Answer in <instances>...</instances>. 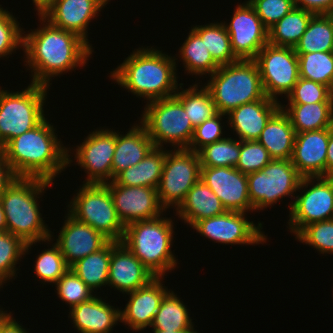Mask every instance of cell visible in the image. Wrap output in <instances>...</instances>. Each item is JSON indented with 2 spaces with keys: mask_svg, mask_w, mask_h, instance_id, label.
Here are the masks:
<instances>
[{
  "mask_svg": "<svg viewBox=\"0 0 333 333\" xmlns=\"http://www.w3.org/2000/svg\"><path fill=\"white\" fill-rule=\"evenodd\" d=\"M205 87L210 92L217 111L225 115L243 104L268 98L254 60L239 59L234 63L221 65L210 75Z\"/></svg>",
  "mask_w": 333,
  "mask_h": 333,
  "instance_id": "6",
  "label": "cell"
},
{
  "mask_svg": "<svg viewBox=\"0 0 333 333\" xmlns=\"http://www.w3.org/2000/svg\"><path fill=\"white\" fill-rule=\"evenodd\" d=\"M133 126L125 135L116 132L112 181L120 172L142 161L155 147L142 124H136V126L134 124Z\"/></svg>",
  "mask_w": 333,
  "mask_h": 333,
  "instance_id": "26",
  "label": "cell"
},
{
  "mask_svg": "<svg viewBox=\"0 0 333 333\" xmlns=\"http://www.w3.org/2000/svg\"><path fill=\"white\" fill-rule=\"evenodd\" d=\"M78 190L77 196L68 204V213L110 241L121 242L125 226L117 214L108 187L105 184H83Z\"/></svg>",
  "mask_w": 333,
  "mask_h": 333,
  "instance_id": "9",
  "label": "cell"
},
{
  "mask_svg": "<svg viewBox=\"0 0 333 333\" xmlns=\"http://www.w3.org/2000/svg\"><path fill=\"white\" fill-rule=\"evenodd\" d=\"M200 177L198 153L189 149L168 150L157 187L160 205L165 210L170 206L177 209Z\"/></svg>",
  "mask_w": 333,
  "mask_h": 333,
  "instance_id": "11",
  "label": "cell"
},
{
  "mask_svg": "<svg viewBox=\"0 0 333 333\" xmlns=\"http://www.w3.org/2000/svg\"><path fill=\"white\" fill-rule=\"evenodd\" d=\"M280 101L262 98L233 109L227 122L240 141L257 140L269 119L281 108Z\"/></svg>",
  "mask_w": 333,
  "mask_h": 333,
  "instance_id": "24",
  "label": "cell"
},
{
  "mask_svg": "<svg viewBox=\"0 0 333 333\" xmlns=\"http://www.w3.org/2000/svg\"><path fill=\"white\" fill-rule=\"evenodd\" d=\"M179 85V89L183 90L178 89L174 96L182 103L194 128L218 113L211 94L205 86L199 90L197 84L188 89L182 88L183 83Z\"/></svg>",
  "mask_w": 333,
  "mask_h": 333,
  "instance_id": "36",
  "label": "cell"
},
{
  "mask_svg": "<svg viewBox=\"0 0 333 333\" xmlns=\"http://www.w3.org/2000/svg\"><path fill=\"white\" fill-rule=\"evenodd\" d=\"M35 243L37 242L26 244L21 238L7 231L0 232V283L4 284L15 276L17 262Z\"/></svg>",
  "mask_w": 333,
  "mask_h": 333,
  "instance_id": "40",
  "label": "cell"
},
{
  "mask_svg": "<svg viewBox=\"0 0 333 333\" xmlns=\"http://www.w3.org/2000/svg\"><path fill=\"white\" fill-rule=\"evenodd\" d=\"M13 314L11 312L7 313V311L0 310V331L3 325L12 317Z\"/></svg>",
  "mask_w": 333,
  "mask_h": 333,
  "instance_id": "54",
  "label": "cell"
},
{
  "mask_svg": "<svg viewBox=\"0 0 333 333\" xmlns=\"http://www.w3.org/2000/svg\"><path fill=\"white\" fill-rule=\"evenodd\" d=\"M54 285H56L58 297L68 303L70 308L95 296L93 291L71 269Z\"/></svg>",
  "mask_w": 333,
  "mask_h": 333,
  "instance_id": "44",
  "label": "cell"
},
{
  "mask_svg": "<svg viewBox=\"0 0 333 333\" xmlns=\"http://www.w3.org/2000/svg\"><path fill=\"white\" fill-rule=\"evenodd\" d=\"M287 98L288 104L333 103V92L323 84L299 77Z\"/></svg>",
  "mask_w": 333,
  "mask_h": 333,
  "instance_id": "43",
  "label": "cell"
},
{
  "mask_svg": "<svg viewBox=\"0 0 333 333\" xmlns=\"http://www.w3.org/2000/svg\"><path fill=\"white\" fill-rule=\"evenodd\" d=\"M7 231V225L5 221V214L3 211V207L0 203V232H5Z\"/></svg>",
  "mask_w": 333,
  "mask_h": 333,
  "instance_id": "55",
  "label": "cell"
},
{
  "mask_svg": "<svg viewBox=\"0 0 333 333\" xmlns=\"http://www.w3.org/2000/svg\"><path fill=\"white\" fill-rule=\"evenodd\" d=\"M48 88L35 83L20 92L0 88V149L11 139L34 129L46 118L43 105Z\"/></svg>",
  "mask_w": 333,
  "mask_h": 333,
  "instance_id": "7",
  "label": "cell"
},
{
  "mask_svg": "<svg viewBox=\"0 0 333 333\" xmlns=\"http://www.w3.org/2000/svg\"><path fill=\"white\" fill-rule=\"evenodd\" d=\"M224 116L225 114H221L218 112L213 117L205 120L203 123L198 125L194 129V134L188 149L197 153L204 146L225 138L222 137L223 126L221 125V119Z\"/></svg>",
  "mask_w": 333,
  "mask_h": 333,
  "instance_id": "48",
  "label": "cell"
},
{
  "mask_svg": "<svg viewBox=\"0 0 333 333\" xmlns=\"http://www.w3.org/2000/svg\"><path fill=\"white\" fill-rule=\"evenodd\" d=\"M175 60L153 47H139L110 75L115 83L148 102L168 98L179 89Z\"/></svg>",
  "mask_w": 333,
  "mask_h": 333,
  "instance_id": "3",
  "label": "cell"
},
{
  "mask_svg": "<svg viewBox=\"0 0 333 333\" xmlns=\"http://www.w3.org/2000/svg\"><path fill=\"white\" fill-rule=\"evenodd\" d=\"M15 178L16 175L12 171L9 163L5 160L0 149V196Z\"/></svg>",
  "mask_w": 333,
  "mask_h": 333,
  "instance_id": "50",
  "label": "cell"
},
{
  "mask_svg": "<svg viewBox=\"0 0 333 333\" xmlns=\"http://www.w3.org/2000/svg\"><path fill=\"white\" fill-rule=\"evenodd\" d=\"M326 177H333V130L330 132L328 141Z\"/></svg>",
  "mask_w": 333,
  "mask_h": 333,
  "instance_id": "51",
  "label": "cell"
},
{
  "mask_svg": "<svg viewBox=\"0 0 333 333\" xmlns=\"http://www.w3.org/2000/svg\"><path fill=\"white\" fill-rule=\"evenodd\" d=\"M192 29L205 41L211 57L219 66L239 60L231 49L230 36L223 22L196 25Z\"/></svg>",
  "mask_w": 333,
  "mask_h": 333,
  "instance_id": "37",
  "label": "cell"
},
{
  "mask_svg": "<svg viewBox=\"0 0 333 333\" xmlns=\"http://www.w3.org/2000/svg\"><path fill=\"white\" fill-rule=\"evenodd\" d=\"M115 146V131L97 129L76 147L75 160L88 174L84 184H106L112 181Z\"/></svg>",
  "mask_w": 333,
  "mask_h": 333,
  "instance_id": "15",
  "label": "cell"
},
{
  "mask_svg": "<svg viewBox=\"0 0 333 333\" xmlns=\"http://www.w3.org/2000/svg\"><path fill=\"white\" fill-rule=\"evenodd\" d=\"M189 333H198V332L195 331V328H193Z\"/></svg>",
  "mask_w": 333,
  "mask_h": 333,
  "instance_id": "57",
  "label": "cell"
},
{
  "mask_svg": "<svg viewBox=\"0 0 333 333\" xmlns=\"http://www.w3.org/2000/svg\"><path fill=\"white\" fill-rule=\"evenodd\" d=\"M186 305L172 291L163 298L151 327L162 331H191L193 322Z\"/></svg>",
  "mask_w": 333,
  "mask_h": 333,
  "instance_id": "34",
  "label": "cell"
},
{
  "mask_svg": "<svg viewBox=\"0 0 333 333\" xmlns=\"http://www.w3.org/2000/svg\"><path fill=\"white\" fill-rule=\"evenodd\" d=\"M200 179L220 199L227 211H254L249 200L247 174L235 167H201Z\"/></svg>",
  "mask_w": 333,
  "mask_h": 333,
  "instance_id": "18",
  "label": "cell"
},
{
  "mask_svg": "<svg viewBox=\"0 0 333 333\" xmlns=\"http://www.w3.org/2000/svg\"><path fill=\"white\" fill-rule=\"evenodd\" d=\"M111 241L102 249L76 261L70 269L94 292L108 285Z\"/></svg>",
  "mask_w": 333,
  "mask_h": 333,
  "instance_id": "32",
  "label": "cell"
},
{
  "mask_svg": "<svg viewBox=\"0 0 333 333\" xmlns=\"http://www.w3.org/2000/svg\"><path fill=\"white\" fill-rule=\"evenodd\" d=\"M155 276L122 242L111 241L108 286L124 293L147 285Z\"/></svg>",
  "mask_w": 333,
  "mask_h": 333,
  "instance_id": "22",
  "label": "cell"
},
{
  "mask_svg": "<svg viewBox=\"0 0 333 333\" xmlns=\"http://www.w3.org/2000/svg\"><path fill=\"white\" fill-rule=\"evenodd\" d=\"M153 333H189L190 331H179V332H176V331H162V330H152Z\"/></svg>",
  "mask_w": 333,
  "mask_h": 333,
  "instance_id": "56",
  "label": "cell"
},
{
  "mask_svg": "<svg viewBox=\"0 0 333 333\" xmlns=\"http://www.w3.org/2000/svg\"><path fill=\"white\" fill-rule=\"evenodd\" d=\"M69 317L80 333H110L120 322V309H115L101 297L95 296L70 309Z\"/></svg>",
  "mask_w": 333,
  "mask_h": 333,
  "instance_id": "25",
  "label": "cell"
},
{
  "mask_svg": "<svg viewBox=\"0 0 333 333\" xmlns=\"http://www.w3.org/2000/svg\"><path fill=\"white\" fill-rule=\"evenodd\" d=\"M333 128L296 133L291 163L302 177H326L329 135Z\"/></svg>",
  "mask_w": 333,
  "mask_h": 333,
  "instance_id": "20",
  "label": "cell"
},
{
  "mask_svg": "<svg viewBox=\"0 0 333 333\" xmlns=\"http://www.w3.org/2000/svg\"><path fill=\"white\" fill-rule=\"evenodd\" d=\"M178 217L191 227L195 222L223 214L227 210L214 192L200 179L176 209Z\"/></svg>",
  "mask_w": 333,
  "mask_h": 333,
  "instance_id": "27",
  "label": "cell"
},
{
  "mask_svg": "<svg viewBox=\"0 0 333 333\" xmlns=\"http://www.w3.org/2000/svg\"><path fill=\"white\" fill-rule=\"evenodd\" d=\"M314 179L318 182L311 184ZM303 188L307 190L289 206V229L295 235L309 224L332 219L333 177H302L298 190Z\"/></svg>",
  "mask_w": 333,
  "mask_h": 333,
  "instance_id": "13",
  "label": "cell"
},
{
  "mask_svg": "<svg viewBox=\"0 0 333 333\" xmlns=\"http://www.w3.org/2000/svg\"><path fill=\"white\" fill-rule=\"evenodd\" d=\"M263 25L269 29L294 7V0H248Z\"/></svg>",
  "mask_w": 333,
  "mask_h": 333,
  "instance_id": "47",
  "label": "cell"
},
{
  "mask_svg": "<svg viewBox=\"0 0 333 333\" xmlns=\"http://www.w3.org/2000/svg\"><path fill=\"white\" fill-rule=\"evenodd\" d=\"M296 132L288 115L280 108L268 121L257 141L272 159H291Z\"/></svg>",
  "mask_w": 333,
  "mask_h": 333,
  "instance_id": "28",
  "label": "cell"
},
{
  "mask_svg": "<svg viewBox=\"0 0 333 333\" xmlns=\"http://www.w3.org/2000/svg\"><path fill=\"white\" fill-rule=\"evenodd\" d=\"M113 198L117 214L127 225L150 220L163 215L166 210L160 205L157 189L145 186H123L114 180L105 184Z\"/></svg>",
  "mask_w": 333,
  "mask_h": 333,
  "instance_id": "17",
  "label": "cell"
},
{
  "mask_svg": "<svg viewBox=\"0 0 333 333\" xmlns=\"http://www.w3.org/2000/svg\"><path fill=\"white\" fill-rule=\"evenodd\" d=\"M164 149L154 147L142 161L120 172L114 181L123 186H145L157 189L167 152Z\"/></svg>",
  "mask_w": 333,
  "mask_h": 333,
  "instance_id": "29",
  "label": "cell"
},
{
  "mask_svg": "<svg viewBox=\"0 0 333 333\" xmlns=\"http://www.w3.org/2000/svg\"><path fill=\"white\" fill-rule=\"evenodd\" d=\"M271 160L267 149L257 140L240 141V157L235 168L249 174L262 170Z\"/></svg>",
  "mask_w": 333,
  "mask_h": 333,
  "instance_id": "45",
  "label": "cell"
},
{
  "mask_svg": "<svg viewBox=\"0 0 333 333\" xmlns=\"http://www.w3.org/2000/svg\"><path fill=\"white\" fill-rule=\"evenodd\" d=\"M35 9L38 11V15H41L42 12L54 1V0H32Z\"/></svg>",
  "mask_w": 333,
  "mask_h": 333,
  "instance_id": "53",
  "label": "cell"
},
{
  "mask_svg": "<svg viewBox=\"0 0 333 333\" xmlns=\"http://www.w3.org/2000/svg\"><path fill=\"white\" fill-rule=\"evenodd\" d=\"M294 50L296 54L333 51L331 14H314Z\"/></svg>",
  "mask_w": 333,
  "mask_h": 333,
  "instance_id": "33",
  "label": "cell"
},
{
  "mask_svg": "<svg viewBox=\"0 0 333 333\" xmlns=\"http://www.w3.org/2000/svg\"><path fill=\"white\" fill-rule=\"evenodd\" d=\"M180 47V58L183 61L186 72L192 75H211L220 66L213 60L205 41L192 29Z\"/></svg>",
  "mask_w": 333,
  "mask_h": 333,
  "instance_id": "35",
  "label": "cell"
},
{
  "mask_svg": "<svg viewBox=\"0 0 333 333\" xmlns=\"http://www.w3.org/2000/svg\"><path fill=\"white\" fill-rule=\"evenodd\" d=\"M224 26L238 59L253 60L268 43V29L248 1L237 5L229 25L224 22Z\"/></svg>",
  "mask_w": 333,
  "mask_h": 333,
  "instance_id": "16",
  "label": "cell"
},
{
  "mask_svg": "<svg viewBox=\"0 0 333 333\" xmlns=\"http://www.w3.org/2000/svg\"><path fill=\"white\" fill-rule=\"evenodd\" d=\"M245 212L226 211L223 214L202 219L191 227L202 236L215 243L230 245H256L266 243L267 236L262 232V224L256 226L248 221Z\"/></svg>",
  "mask_w": 333,
  "mask_h": 333,
  "instance_id": "14",
  "label": "cell"
},
{
  "mask_svg": "<svg viewBox=\"0 0 333 333\" xmlns=\"http://www.w3.org/2000/svg\"><path fill=\"white\" fill-rule=\"evenodd\" d=\"M163 277H155L147 285L126 293L130 295L124 310L120 309V321L133 331L151 327L164 296L169 292L161 282Z\"/></svg>",
  "mask_w": 333,
  "mask_h": 333,
  "instance_id": "23",
  "label": "cell"
},
{
  "mask_svg": "<svg viewBox=\"0 0 333 333\" xmlns=\"http://www.w3.org/2000/svg\"><path fill=\"white\" fill-rule=\"evenodd\" d=\"M302 176L290 159H272L262 170L247 174L248 193L255 210H264L281 198L294 197Z\"/></svg>",
  "mask_w": 333,
  "mask_h": 333,
  "instance_id": "10",
  "label": "cell"
},
{
  "mask_svg": "<svg viewBox=\"0 0 333 333\" xmlns=\"http://www.w3.org/2000/svg\"><path fill=\"white\" fill-rule=\"evenodd\" d=\"M38 16L43 27L23 33L22 48L26 56L25 65L32 69L31 83L49 87L52 77L78 66L84 67L93 50L76 33L57 28Z\"/></svg>",
  "mask_w": 333,
  "mask_h": 333,
  "instance_id": "1",
  "label": "cell"
},
{
  "mask_svg": "<svg viewBox=\"0 0 333 333\" xmlns=\"http://www.w3.org/2000/svg\"><path fill=\"white\" fill-rule=\"evenodd\" d=\"M299 242L313 246L321 254H333V220L320 221L303 227L296 235Z\"/></svg>",
  "mask_w": 333,
  "mask_h": 333,
  "instance_id": "42",
  "label": "cell"
},
{
  "mask_svg": "<svg viewBox=\"0 0 333 333\" xmlns=\"http://www.w3.org/2000/svg\"><path fill=\"white\" fill-rule=\"evenodd\" d=\"M12 316L2 327L0 333H29Z\"/></svg>",
  "mask_w": 333,
  "mask_h": 333,
  "instance_id": "52",
  "label": "cell"
},
{
  "mask_svg": "<svg viewBox=\"0 0 333 333\" xmlns=\"http://www.w3.org/2000/svg\"><path fill=\"white\" fill-rule=\"evenodd\" d=\"M294 5L314 14H331L333 12V0H294Z\"/></svg>",
  "mask_w": 333,
  "mask_h": 333,
  "instance_id": "49",
  "label": "cell"
},
{
  "mask_svg": "<svg viewBox=\"0 0 333 333\" xmlns=\"http://www.w3.org/2000/svg\"><path fill=\"white\" fill-rule=\"evenodd\" d=\"M288 105H281V108L288 115L296 133L333 128V103Z\"/></svg>",
  "mask_w": 333,
  "mask_h": 333,
  "instance_id": "30",
  "label": "cell"
},
{
  "mask_svg": "<svg viewBox=\"0 0 333 333\" xmlns=\"http://www.w3.org/2000/svg\"><path fill=\"white\" fill-rule=\"evenodd\" d=\"M67 214L55 244L59 247L64 260L71 266L76 261L102 249L110 240L88 224Z\"/></svg>",
  "mask_w": 333,
  "mask_h": 333,
  "instance_id": "21",
  "label": "cell"
},
{
  "mask_svg": "<svg viewBox=\"0 0 333 333\" xmlns=\"http://www.w3.org/2000/svg\"><path fill=\"white\" fill-rule=\"evenodd\" d=\"M35 273L41 282L55 284L69 269L59 247L54 243L36 258Z\"/></svg>",
  "mask_w": 333,
  "mask_h": 333,
  "instance_id": "41",
  "label": "cell"
},
{
  "mask_svg": "<svg viewBox=\"0 0 333 333\" xmlns=\"http://www.w3.org/2000/svg\"><path fill=\"white\" fill-rule=\"evenodd\" d=\"M52 182L38 178L16 177L0 196L7 232L30 242H50L52 234L40 213L39 195Z\"/></svg>",
  "mask_w": 333,
  "mask_h": 333,
  "instance_id": "4",
  "label": "cell"
},
{
  "mask_svg": "<svg viewBox=\"0 0 333 333\" xmlns=\"http://www.w3.org/2000/svg\"><path fill=\"white\" fill-rule=\"evenodd\" d=\"M314 13L294 7L268 29V43L294 48L305 33Z\"/></svg>",
  "mask_w": 333,
  "mask_h": 333,
  "instance_id": "31",
  "label": "cell"
},
{
  "mask_svg": "<svg viewBox=\"0 0 333 333\" xmlns=\"http://www.w3.org/2000/svg\"><path fill=\"white\" fill-rule=\"evenodd\" d=\"M55 131L45 118L34 129L11 139L1 148L16 177L38 178L53 183V179L71 164V154Z\"/></svg>",
  "mask_w": 333,
  "mask_h": 333,
  "instance_id": "2",
  "label": "cell"
},
{
  "mask_svg": "<svg viewBox=\"0 0 333 333\" xmlns=\"http://www.w3.org/2000/svg\"><path fill=\"white\" fill-rule=\"evenodd\" d=\"M0 7V58L23 47V29L16 17Z\"/></svg>",
  "mask_w": 333,
  "mask_h": 333,
  "instance_id": "46",
  "label": "cell"
},
{
  "mask_svg": "<svg viewBox=\"0 0 333 333\" xmlns=\"http://www.w3.org/2000/svg\"><path fill=\"white\" fill-rule=\"evenodd\" d=\"M142 113V124L155 147L163 143L176 146L174 149H188L194 134V127L182 103L175 97L150 101Z\"/></svg>",
  "mask_w": 333,
  "mask_h": 333,
  "instance_id": "8",
  "label": "cell"
},
{
  "mask_svg": "<svg viewBox=\"0 0 333 333\" xmlns=\"http://www.w3.org/2000/svg\"><path fill=\"white\" fill-rule=\"evenodd\" d=\"M105 0H54L41 14L53 26L79 35L88 44L87 29Z\"/></svg>",
  "mask_w": 333,
  "mask_h": 333,
  "instance_id": "19",
  "label": "cell"
},
{
  "mask_svg": "<svg viewBox=\"0 0 333 333\" xmlns=\"http://www.w3.org/2000/svg\"><path fill=\"white\" fill-rule=\"evenodd\" d=\"M173 221L161 215L133 222L125 227L122 243L155 276L164 277L177 267V259L171 251Z\"/></svg>",
  "mask_w": 333,
  "mask_h": 333,
  "instance_id": "5",
  "label": "cell"
},
{
  "mask_svg": "<svg viewBox=\"0 0 333 333\" xmlns=\"http://www.w3.org/2000/svg\"><path fill=\"white\" fill-rule=\"evenodd\" d=\"M197 153L201 167H236L240 157V140L225 137L204 146Z\"/></svg>",
  "mask_w": 333,
  "mask_h": 333,
  "instance_id": "39",
  "label": "cell"
},
{
  "mask_svg": "<svg viewBox=\"0 0 333 333\" xmlns=\"http://www.w3.org/2000/svg\"><path fill=\"white\" fill-rule=\"evenodd\" d=\"M297 55L299 77L323 84L333 92V51Z\"/></svg>",
  "mask_w": 333,
  "mask_h": 333,
  "instance_id": "38",
  "label": "cell"
},
{
  "mask_svg": "<svg viewBox=\"0 0 333 333\" xmlns=\"http://www.w3.org/2000/svg\"><path fill=\"white\" fill-rule=\"evenodd\" d=\"M253 60L265 95L276 101L278 95L287 97L299 79V60L294 48L267 43Z\"/></svg>",
  "mask_w": 333,
  "mask_h": 333,
  "instance_id": "12",
  "label": "cell"
}]
</instances>
